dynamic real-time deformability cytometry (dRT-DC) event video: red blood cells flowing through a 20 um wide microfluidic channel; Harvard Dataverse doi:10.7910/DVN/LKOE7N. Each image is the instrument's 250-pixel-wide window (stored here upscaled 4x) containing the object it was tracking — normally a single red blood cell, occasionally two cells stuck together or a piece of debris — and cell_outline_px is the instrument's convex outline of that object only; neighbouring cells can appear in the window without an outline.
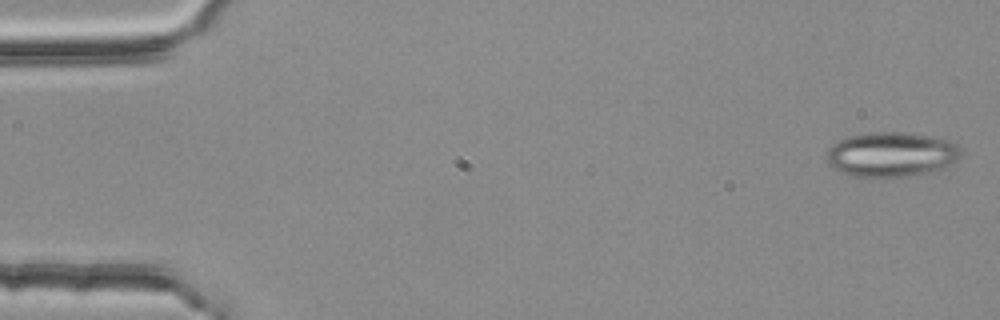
{"species": "common noctule bat (a hibernating species)", "species_latin": "Nyctalus noctula", "temperature_condition": "room temperature", "stored_images_in_passage": 4, "camera_frame_rate_fps": 3000, "um_per_image_px": 0.085, "animal": {"sex": "female", "body_mass_g": 25.1}, "frame": {"image": 1, "passage_image": 1, "time_ms": 0.0, "image_size_px": [1000, 320], "cell_outline_px": [[960, 156], [956, 160], [944, 168], [884, 180], [856, 176], [844, 172], [836, 168], [828, 160], [828, 152], [832, 144], [840, 140], [852, 136], [872, 132], [904, 132], [932, 136], [948, 140], [956, 144], [960, 148]], "centroid_in_image_um": [75.8, 13.14], "position_along_channel_um": 9.2, "area_um2": 34.8}}